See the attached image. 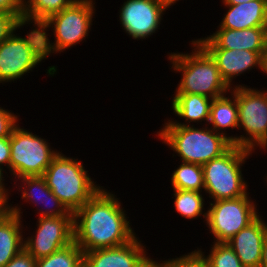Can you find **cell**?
<instances>
[{
  "label": "cell",
  "mask_w": 267,
  "mask_h": 267,
  "mask_svg": "<svg viewBox=\"0 0 267 267\" xmlns=\"http://www.w3.org/2000/svg\"><path fill=\"white\" fill-rule=\"evenodd\" d=\"M23 26V21L16 14L0 12V44Z\"/></svg>",
  "instance_id": "28"
},
{
  "label": "cell",
  "mask_w": 267,
  "mask_h": 267,
  "mask_svg": "<svg viewBox=\"0 0 267 267\" xmlns=\"http://www.w3.org/2000/svg\"><path fill=\"white\" fill-rule=\"evenodd\" d=\"M252 153L249 149L232 145L220 157L202 165L204 191L209 198L213 201L234 199L248 193L241 167Z\"/></svg>",
  "instance_id": "5"
},
{
  "label": "cell",
  "mask_w": 267,
  "mask_h": 267,
  "mask_svg": "<svg viewBox=\"0 0 267 267\" xmlns=\"http://www.w3.org/2000/svg\"><path fill=\"white\" fill-rule=\"evenodd\" d=\"M233 87L230 92L237 98L238 129L246 131L245 136L236 135V146L253 152L258 147L267 149V91L248 88L244 84Z\"/></svg>",
  "instance_id": "7"
},
{
  "label": "cell",
  "mask_w": 267,
  "mask_h": 267,
  "mask_svg": "<svg viewBox=\"0 0 267 267\" xmlns=\"http://www.w3.org/2000/svg\"><path fill=\"white\" fill-rule=\"evenodd\" d=\"M18 116L0 107V138L10 137L12 130L18 124Z\"/></svg>",
  "instance_id": "29"
},
{
  "label": "cell",
  "mask_w": 267,
  "mask_h": 267,
  "mask_svg": "<svg viewBox=\"0 0 267 267\" xmlns=\"http://www.w3.org/2000/svg\"><path fill=\"white\" fill-rule=\"evenodd\" d=\"M260 267H267V234L263 244L262 260Z\"/></svg>",
  "instance_id": "35"
},
{
  "label": "cell",
  "mask_w": 267,
  "mask_h": 267,
  "mask_svg": "<svg viewBox=\"0 0 267 267\" xmlns=\"http://www.w3.org/2000/svg\"><path fill=\"white\" fill-rule=\"evenodd\" d=\"M84 252L75 243L36 260L35 267H83Z\"/></svg>",
  "instance_id": "25"
},
{
  "label": "cell",
  "mask_w": 267,
  "mask_h": 267,
  "mask_svg": "<svg viewBox=\"0 0 267 267\" xmlns=\"http://www.w3.org/2000/svg\"><path fill=\"white\" fill-rule=\"evenodd\" d=\"M191 44L192 53L168 55L171 68L182 73L175 94H198L214 99L230 92L231 88L222 79L211 55L196 40Z\"/></svg>",
  "instance_id": "2"
},
{
  "label": "cell",
  "mask_w": 267,
  "mask_h": 267,
  "mask_svg": "<svg viewBox=\"0 0 267 267\" xmlns=\"http://www.w3.org/2000/svg\"><path fill=\"white\" fill-rule=\"evenodd\" d=\"M266 234L267 223L259 214L226 243L245 267H260Z\"/></svg>",
  "instance_id": "15"
},
{
  "label": "cell",
  "mask_w": 267,
  "mask_h": 267,
  "mask_svg": "<svg viewBox=\"0 0 267 267\" xmlns=\"http://www.w3.org/2000/svg\"><path fill=\"white\" fill-rule=\"evenodd\" d=\"M76 0H24L23 24L40 26L50 16L71 6Z\"/></svg>",
  "instance_id": "22"
},
{
  "label": "cell",
  "mask_w": 267,
  "mask_h": 267,
  "mask_svg": "<svg viewBox=\"0 0 267 267\" xmlns=\"http://www.w3.org/2000/svg\"><path fill=\"white\" fill-rule=\"evenodd\" d=\"M58 153L51 149L46 139L17 124L10 136V174L15 179L43 176Z\"/></svg>",
  "instance_id": "9"
},
{
  "label": "cell",
  "mask_w": 267,
  "mask_h": 267,
  "mask_svg": "<svg viewBox=\"0 0 267 267\" xmlns=\"http://www.w3.org/2000/svg\"><path fill=\"white\" fill-rule=\"evenodd\" d=\"M263 74H267V43L263 53Z\"/></svg>",
  "instance_id": "37"
},
{
  "label": "cell",
  "mask_w": 267,
  "mask_h": 267,
  "mask_svg": "<svg viewBox=\"0 0 267 267\" xmlns=\"http://www.w3.org/2000/svg\"><path fill=\"white\" fill-rule=\"evenodd\" d=\"M158 267H210L204 252L199 248L177 258L157 262Z\"/></svg>",
  "instance_id": "27"
},
{
  "label": "cell",
  "mask_w": 267,
  "mask_h": 267,
  "mask_svg": "<svg viewBox=\"0 0 267 267\" xmlns=\"http://www.w3.org/2000/svg\"><path fill=\"white\" fill-rule=\"evenodd\" d=\"M18 206L10 205V213L0 221V267H4L24 248L23 212Z\"/></svg>",
  "instance_id": "19"
},
{
  "label": "cell",
  "mask_w": 267,
  "mask_h": 267,
  "mask_svg": "<svg viewBox=\"0 0 267 267\" xmlns=\"http://www.w3.org/2000/svg\"><path fill=\"white\" fill-rule=\"evenodd\" d=\"M211 98L198 94H175L172 99V109L176 116L185 119V123L168 120L164 125L189 126L193 122L206 121L210 118Z\"/></svg>",
  "instance_id": "20"
},
{
  "label": "cell",
  "mask_w": 267,
  "mask_h": 267,
  "mask_svg": "<svg viewBox=\"0 0 267 267\" xmlns=\"http://www.w3.org/2000/svg\"><path fill=\"white\" fill-rule=\"evenodd\" d=\"M166 10L158 0H126L119 11V21L133 39H146L159 29Z\"/></svg>",
  "instance_id": "12"
},
{
  "label": "cell",
  "mask_w": 267,
  "mask_h": 267,
  "mask_svg": "<svg viewBox=\"0 0 267 267\" xmlns=\"http://www.w3.org/2000/svg\"><path fill=\"white\" fill-rule=\"evenodd\" d=\"M20 180L22 185V200L26 202H31V204L40 205L39 203H44V207L41 209H36L39 215L38 217H60V216H73V212H70L65 205L52 193L51 189L47 186L46 180L43 176H26L16 179ZM45 211H44V210ZM48 209V210H47Z\"/></svg>",
  "instance_id": "17"
},
{
  "label": "cell",
  "mask_w": 267,
  "mask_h": 267,
  "mask_svg": "<svg viewBox=\"0 0 267 267\" xmlns=\"http://www.w3.org/2000/svg\"><path fill=\"white\" fill-rule=\"evenodd\" d=\"M252 0H222L223 5H236V4H243L248 3Z\"/></svg>",
  "instance_id": "36"
},
{
  "label": "cell",
  "mask_w": 267,
  "mask_h": 267,
  "mask_svg": "<svg viewBox=\"0 0 267 267\" xmlns=\"http://www.w3.org/2000/svg\"><path fill=\"white\" fill-rule=\"evenodd\" d=\"M37 230L24 237V249L36 260L49 256L74 242L73 216L41 217Z\"/></svg>",
  "instance_id": "11"
},
{
  "label": "cell",
  "mask_w": 267,
  "mask_h": 267,
  "mask_svg": "<svg viewBox=\"0 0 267 267\" xmlns=\"http://www.w3.org/2000/svg\"><path fill=\"white\" fill-rule=\"evenodd\" d=\"M8 204L5 198L0 197V221L10 213V204Z\"/></svg>",
  "instance_id": "34"
},
{
  "label": "cell",
  "mask_w": 267,
  "mask_h": 267,
  "mask_svg": "<svg viewBox=\"0 0 267 267\" xmlns=\"http://www.w3.org/2000/svg\"><path fill=\"white\" fill-rule=\"evenodd\" d=\"M116 197L101 187L73 213L74 242L83 252L121 246L136 236Z\"/></svg>",
  "instance_id": "1"
},
{
  "label": "cell",
  "mask_w": 267,
  "mask_h": 267,
  "mask_svg": "<svg viewBox=\"0 0 267 267\" xmlns=\"http://www.w3.org/2000/svg\"><path fill=\"white\" fill-rule=\"evenodd\" d=\"M35 266H36V259L23 248L4 267H35Z\"/></svg>",
  "instance_id": "30"
},
{
  "label": "cell",
  "mask_w": 267,
  "mask_h": 267,
  "mask_svg": "<svg viewBox=\"0 0 267 267\" xmlns=\"http://www.w3.org/2000/svg\"><path fill=\"white\" fill-rule=\"evenodd\" d=\"M29 31L26 38L14 32L0 44V83L20 79L46 59L41 27Z\"/></svg>",
  "instance_id": "8"
},
{
  "label": "cell",
  "mask_w": 267,
  "mask_h": 267,
  "mask_svg": "<svg viewBox=\"0 0 267 267\" xmlns=\"http://www.w3.org/2000/svg\"><path fill=\"white\" fill-rule=\"evenodd\" d=\"M145 246L135 236L121 246L84 252L83 267H156L157 261L147 256Z\"/></svg>",
  "instance_id": "13"
},
{
  "label": "cell",
  "mask_w": 267,
  "mask_h": 267,
  "mask_svg": "<svg viewBox=\"0 0 267 267\" xmlns=\"http://www.w3.org/2000/svg\"><path fill=\"white\" fill-rule=\"evenodd\" d=\"M231 93L230 98L226 94L212 100L210 106V127L217 133L225 136L232 145H236V136L227 135L225 129L238 128V105L236 96ZM225 133H224V131Z\"/></svg>",
  "instance_id": "21"
},
{
  "label": "cell",
  "mask_w": 267,
  "mask_h": 267,
  "mask_svg": "<svg viewBox=\"0 0 267 267\" xmlns=\"http://www.w3.org/2000/svg\"><path fill=\"white\" fill-rule=\"evenodd\" d=\"M83 163L59 152L43 174L47 186L70 212L90 200L102 186L92 180Z\"/></svg>",
  "instance_id": "4"
},
{
  "label": "cell",
  "mask_w": 267,
  "mask_h": 267,
  "mask_svg": "<svg viewBox=\"0 0 267 267\" xmlns=\"http://www.w3.org/2000/svg\"><path fill=\"white\" fill-rule=\"evenodd\" d=\"M3 166H7L10 172V137L0 138V167Z\"/></svg>",
  "instance_id": "32"
},
{
  "label": "cell",
  "mask_w": 267,
  "mask_h": 267,
  "mask_svg": "<svg viewBox=\"0 0 267 267\" xmlns=\"http://www.w3.org/2000/svg\"><path fill=\"white\" fill-rule=\"evenodd\" d=\"M204 49L250 50L264 52L267 43V27L242 30L218 28L205 38L196 39Z\"/></svg>",
  "instance_id": "14"
},
{
  "label": "cell",
  "mask_w": 267,
  "mask_h": 267,
  "mask_svg": "<svg viewBox=\"0 0 267 267\" xmlns=\"http://www.w3.org/2000/svg\"><path fill=\"white\" fill-rule=\"evenodd\" d=\"M156 135L177 153L181 162L199 165L220 157L232 146L225 136L207 126L163 125Z\"/></svg>",
  "instance_id": "3"
},
{
  "label": "cell",
  "mask_w": 267,
  "mask_h": 267,
  "mask_svg": "<svg viewBox=\"0 0 267 267\" xmlns=\"http://www.w3.org/2000/svg\"><path fill=\"white\" fill-rule=\"evenodd\" d=\"M0 12L16 14L23 21L24 0H0Z\"/></svg>",
  "instance_id": "31"
},
{
  "label": "cell",
  "mask_w": 267,
  "mask_h": 267,
  "mask_svg": "<svg viewBox=\"0 0 267 267\" xmlns=\"http://www.w3.org/2000/svg\"><path fill=\"white\" fill-rule=\"evenodd\" d=\"M210 254L205 255L210 267H245L227 243L213 242Z\"/></svg>",
  "instance_id": "26"
},
{
  "label": "cell",
  "mask_w": 267,
  "mask_h": 267,
  "mask_svg": "<svg viewBox=\"0 0 267 267\" xmlns=\"http://www.w3.org/2000/svg\"><path fill=\"white\" fill-rule=\"evenodd\" d=\"M224 6L228 10L218 28L242 30L267 27V0H252L248 3Z\"/></svg>",
  "instance_id": "18"
},
{
  "label": "cell",
  "mask_w": 267,
  "mask_h": 267,
  "mask_svg": "<svg viewBox=\"0 0 267 267\" xmlns=\"http://www.w3.org/2000/svg\"><path fill=\"white\" fill-rule=\"evenodd\" d=\"M207 209L206 225L216 243H226L257 216L256 204L245 196L212 201Z\"/></svg>",
  "instance_id": "10"
},
{
  "label": "cell",
  "mask_w": 267,
  "mask_h": 267,
  "mask_svg": "<svg viewBox=\"0 0 267 267\" xmlns=\"http://www.w3.org/2000/svg\"><path fill=\"white\" fill-rule=\"evenodd\" d=\"M217 64L222 79L232 88L231 82L247 71L258 67L263 71V53L250 50L205 49ZM234 78V79H233Z\"/></svg>",
  "instance_id": "16"
},
{
  "label": "cell",
  "mask_w": 267,
  "mask_h": 267,
  "mask_svg": "<svg viewBox=\"0 0 267 267\" xmlns=\"http://www.w3.org/2000/svg\"><path fill=\"white\" fill-rule=\"evenodd\" d=\"M160 3L164 4L167 8H169L172 4L176 3L179 0H158Z\"/></svg>",
  "instance_id": "38"
},
{
  "label": "cell",
  "mask_w": 267,
  "mask_h": 267,
  "mask_svg": "<svg viewBox=\"0 0 267 267\" xmlns=\"http://www.w3.org/2000/svg\"><path fill=\"white\" fill-rule=\"evenodd\" d=\"M171 186L173 189L202 192L204 189L202 165L182 162L172 173Z\"/></svg>",
  "instance_id": "23"
},
{
  "label": "cell",
  "mask_w": 267,
  "mask_h": 267,
  "mask_svg": "<svg viewBox=\"0 0 267 267\" xmlns=\"http://www.w3.org/2000/svg\"><path fill=\"white\" fill-rule=\"evenodd\" d=\"M173 192V196L175 197L174 206L177 213L186 219H195L202 215L206 222L207 211L205 213L203 212L205 209V200L204 196H202V192L179 189H173Z\"/></svg>",
  "instance_id": "24"
},
{
  "label": "cell",
  "mask_w": 267,
  "mask_h": 267,
  "mask_svg": "<svg viewBox=\"0 0 267 267\" xmlns=\"http://www.w3.org/2000/svg\"><path fill=\"white\" fill-rule=\"evenodd\" d=\"M3 171L4 169L0 167V197H3L8 201L10 190L6 189L5 184H4L5 182H3L5 181L4 180L5 177L3 176L4 175Z\"/></svg>",
  "instance_id": "33"
},
{
  "label": "cell",
  "mask_w": 267,
  "mask_h": 267,
  "mask_svg": "<svg viewBox=\"0 0 267 267\" xmlns=\"http://www.w3.org/2000/svg\"><path fill=\"white\" fill-rule=\"evenodd\" d=\"M94 4L93 0H76L71 6L50 16L40 25L47 58L51 53H61L88 37L96 11ZM49 28L54 32L53 43L48 39L46 32Z\"/></svg>",
  "instance_id": "6"
}]
</instances>
